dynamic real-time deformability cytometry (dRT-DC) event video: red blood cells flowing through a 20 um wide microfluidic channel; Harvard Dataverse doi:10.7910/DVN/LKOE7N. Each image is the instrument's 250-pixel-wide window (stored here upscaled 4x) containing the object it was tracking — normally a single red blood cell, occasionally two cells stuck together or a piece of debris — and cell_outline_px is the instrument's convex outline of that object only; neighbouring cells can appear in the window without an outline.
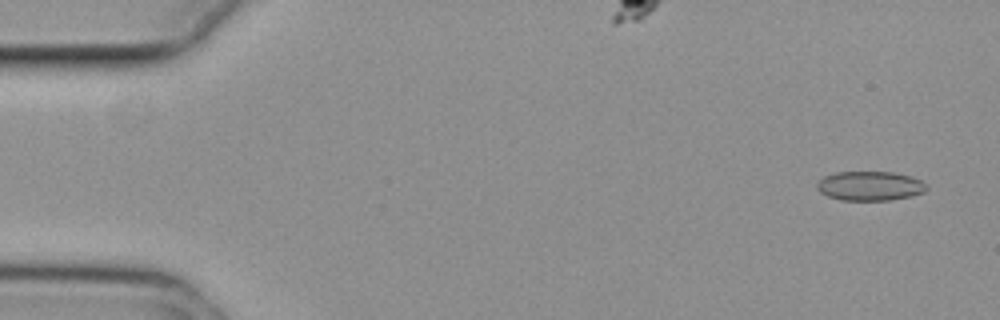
{"species": "common noctule bat (a hibernating species)", "species_latin": "Nyctalus noctula", "temperature_condition": "cold", "stored_images_in_passage": 55, "camera_frame_rate_fps": 3000, "um_per_image_px": 0.085, "animal": {"sex": "female", "body_mass_g": 29.2, "forearm_length_mm": 56.3}, "frame": {"image": 1, "passage_image": 3, "time_ms": 0.667, "image_size_px": [1000, 320], "cell_outline_px": [[928, 188], [924, 192], [912, 196], [888, 200], [840, 200], [828, 196], [820, 192], [816, 188], [816, 184], [824, 176], [836, 172], [892, 172], [908, 176], [920, 180]], "centroid_in_image_um": [73.91, 15.81], "position_along_channel_um": 11.1, "area_um2": 18.61}}
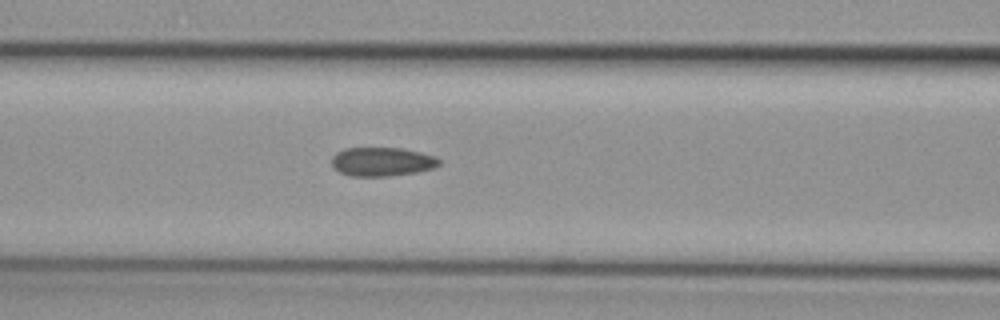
{"frame": {"image": 2, "passage_image": 23, "time_ms": 7.333, "image_size_px": [1000, 320], "cell_outline_px": [[440, 164], [432, 168], [416, 172], [388, 176], [352, 176], [340, 172], [332, 164], [332, 156], [336, 152], [344, 148], [400, 148], [420, 152], [432, 156], [440, 160]], "centroid_in_image_um": [32.44, 13.74], "position_along_channel_um": 134.2, "area_um2": 17.86}}
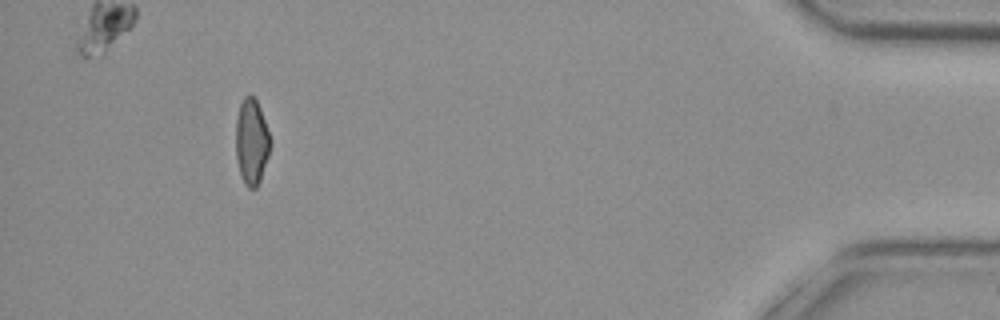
{"frame": {"image": 3, "passage_image": 51, "time_ms": 16.667, "image_size_px": [1000, 320], "cell_outline_px": [[272, 140], [268, 156], [260, 180], [256, 188], [248, 188], [244, 184], [240, 176], [236, 160], [236, 120], [240, 104], [244, 96], [252, 96], [256, 100], [260, 108]], "centroid_in_image_um": [21.38, 12.07], "position_along_channel_um": 413.8, "area_um2": 17.34}, "authors_computed_cell_mechanics": {"area_um2": 18.496, "velocity_mm_per_s": 3.7371, "shape_relaxation_time_tau1_ms": null, "shape_relaxation_time_tau2_ms": 3.2692, "deformation_change_tau1": null, "deformation_change_tau2": 0.0733}}